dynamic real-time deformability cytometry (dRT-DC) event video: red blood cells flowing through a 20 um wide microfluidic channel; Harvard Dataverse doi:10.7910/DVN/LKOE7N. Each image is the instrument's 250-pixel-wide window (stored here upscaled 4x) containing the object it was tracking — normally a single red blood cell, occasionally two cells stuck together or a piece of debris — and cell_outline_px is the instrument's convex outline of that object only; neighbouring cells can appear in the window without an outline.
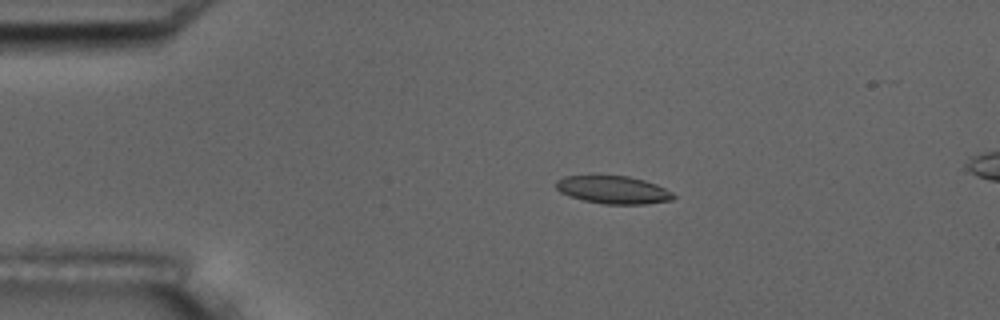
{"species": "common noctule bat (a hibernating species)", "species_latin": "Nyctalus noctula", "temperature_condition": "room temperature", "stored_images_in_passage": 5, "camera_frame_rate_fps": 3000, "um_per_image_px": 0.085, "animal": {"sex": "male", "body_mass_g": 17.5, "forearm_length_mm": 52.3}, "frame": {"image": 1, "passage_image": 3, "time_ms": 2.333, "image_size_px": [1000, 320], "cell_outline_px": [[676, 196], [672, 200], [644, 204], [604, 204], [584, 200], [568, 196], [560, 192], [556, 188], [556, 180], [564, 176], [628, 176], [644, 180], [656, 184], [672, 192]], "centroid_in_image_um": [52.12, 16.14], "position_along_channel_um": 32.9, "area_um2": 18.96}}